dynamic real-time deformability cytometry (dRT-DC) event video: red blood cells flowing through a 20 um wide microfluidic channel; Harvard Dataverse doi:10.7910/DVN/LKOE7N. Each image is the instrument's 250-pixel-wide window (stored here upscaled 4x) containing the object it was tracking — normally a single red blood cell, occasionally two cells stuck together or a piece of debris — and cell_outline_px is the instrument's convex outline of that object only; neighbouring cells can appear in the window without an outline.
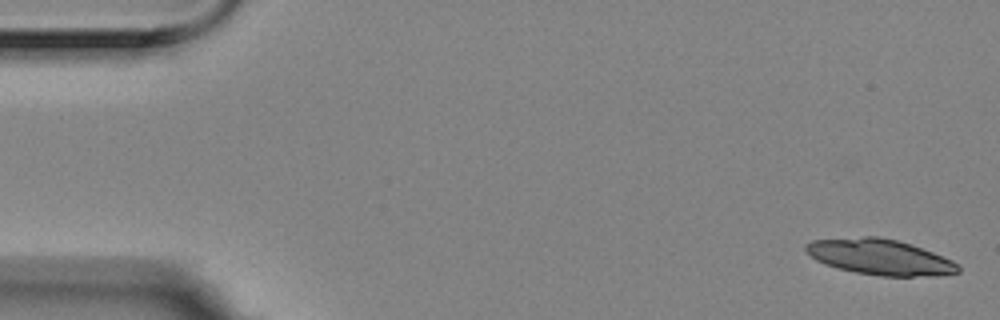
{"species": "Egyptian fruit bat (a non-hibernating species)", "species_latin": "Rousettus aegyptiacus", "temperature_condition": "room temperature", "stored_images_in_passage": 5, "segment_of_instrument_passage": [2, 2], "camera_frame_rate_fps": 3000, "um_per_image_px": 0.085, "animal": {"sex": "female"}, "frame": {"image": 1, "passage_image": 5, "time_ms": 1.333, "image_size_px": [1000, 320], "cell_outline_px": [[960, 272], [940, 276], [880, 276], [856, 272], [824, 264], [816, 260], [804, 248], [804, 244], [812, 240], [864, 236], [880, 236], [912, 244], [952, 260], [960, 268]], "centroid_in_image_um": [74.8, 21.84], "position_along_channel_um": 10.2, "area_um2": 31.62}}